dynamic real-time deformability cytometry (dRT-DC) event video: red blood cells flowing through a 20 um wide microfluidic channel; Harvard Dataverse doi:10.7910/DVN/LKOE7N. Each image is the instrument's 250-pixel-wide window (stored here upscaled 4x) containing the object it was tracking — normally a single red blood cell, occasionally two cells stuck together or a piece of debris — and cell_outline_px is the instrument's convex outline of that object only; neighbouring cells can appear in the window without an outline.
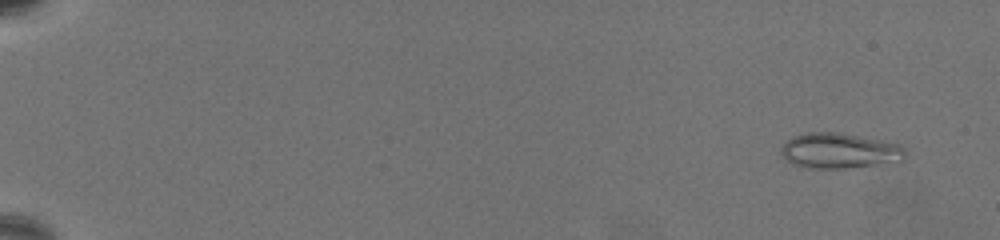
{"species": "common noctule bat (a hibernating species)", "species_latin": "Nyctalus noctula", "temperature_condition": "warm", "stored_images_in_passage": 68, "camera_frame_rate_fps": 3000, "um_per_image_px": 0.085, "animal": {"sex": "female", "body_mass_g": 19.5, "forearm_length_mm": 54.1}, "frame": {"image": 1, "passage_image": 5, "time_ms": 1.333, "image_size_px": [1000, 240], "cell_outline_px": [[904, 160], [848, 168], [808, 168], [792, 164], [780, 152], [780, 148], [792, 136], [808, 132], [840, 132], [880, 140], [896, 144], [904, 148]], "centroid_in_image_um": [71.3, 12.81], "position_along_channel_um": 13.7, "area_um2": 25.32}}
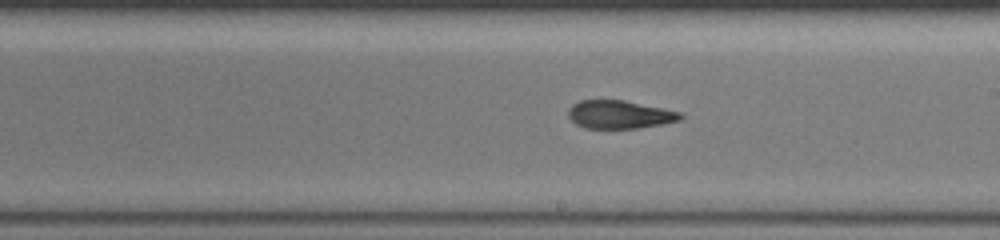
{"frame": {"image": 2, "passage_image": 43, "time_ms": 14.0, "image_size_px": [1000, 240], "cell_outline_px": [[684, 116], [680, 120], [640, 128], [584, 128], [576, 124], [568, 116], [568, 108], [572, 104], [580, 100], [624, 100], [680, 112]], "centroid_in_image_um": [52.63, 9.73], "position_along_channel_um": 236.4, "area_um2": 18.32}}
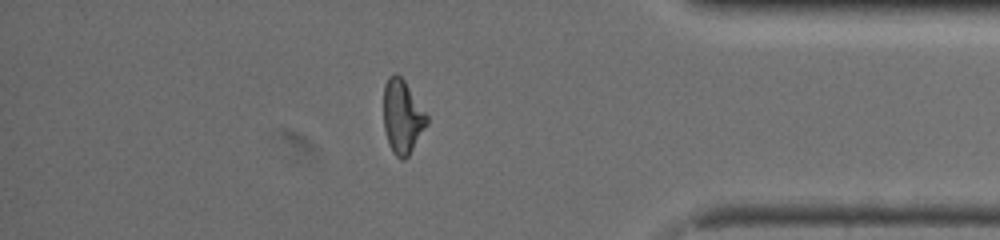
{"frame": {"image": 3, "passage_image": 60, "time_ms": 19.667, "image_size_px": [1000, 240], "cell_outline_px": [[428, 124], [408, 156], [404, 160], [400, 160], [392, 152], [388, 144], [384, 128], [384, 84], [388, 76], [396, 72], [404, 80], [428, 116]], "centroid_in_image_um": [34.19, 9.93], "position_along_channel_um": 401.0, "area_um2": 18.67}, "authors_computed_cell_mechanics": {"area_um2": 19.9121, "velocity_mm_per_s": 3.2628, "shape_relaxation_time_tau1_ms": null, "shape_relaxation_time_tau2_ms": 2.9785, "deformation_change_tau1": null, "deformation_change_tau2": 0.1153}}